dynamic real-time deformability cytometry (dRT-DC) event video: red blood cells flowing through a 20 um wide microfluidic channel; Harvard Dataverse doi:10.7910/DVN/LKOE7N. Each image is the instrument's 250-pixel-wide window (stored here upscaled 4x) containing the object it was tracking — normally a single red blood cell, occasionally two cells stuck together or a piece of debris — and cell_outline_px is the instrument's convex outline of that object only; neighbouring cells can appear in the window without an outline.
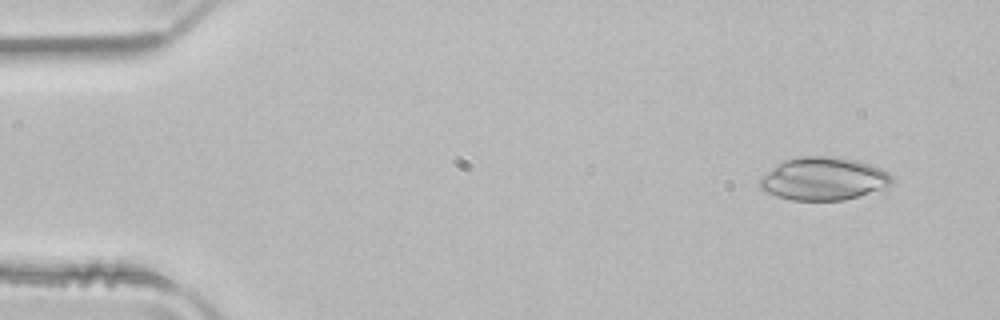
{"species": "common noctule bat (a hibernating species)", "species_latin": "Nyctalus noctula", "temperature_condition": "room temperature", "stored_images_in_passage": 48, "camera_frame_rate_fps": 3000, "um_per_image_px": 0.085, "animal": {"sex": "male", "body_mass_g": 21.5, "forearm_length_mm": 52.0}, "frame": {"image": 1, "passage_image": 1, "time_ms": 0.0, "image_size_px": [1000, 320], "cell_outline_px": [[892, 184], [844, 200], [792, 200], [776, 196], [760, 188], [760, 180], [776, 164], [784, 160], [800, 156], [828, 156], [856, 160], [880, 168], [888, 172], [892, 176]], "centroid_in_image_um": [69.98, 15.18], "position_along_channel_um": 15.0, "area_um2": 32.48}}
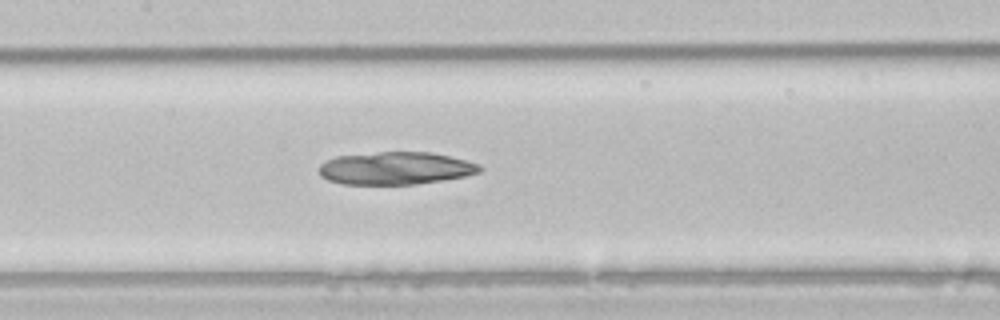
{"frame": {"image": 2, "passage_image": 21, "time_ms": 6.667, "image_size_px": [1000, 320], "cell_outline_px": [[484, 168], [480, 172], [464, 176], [416, 184], [340, 184], [328, 180], [320, 176], [320, 164], [324, 160], [336, 156], [380, 152], [432, 152], [480, 164]], "centroid_in_image_um": [33.6, 14.3], "position_along_channel_um": 173.8, "area_um2": 30.52}}
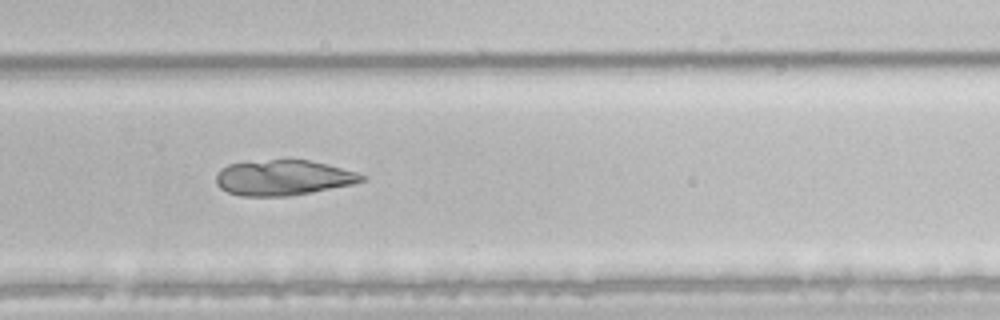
{"frame": {"image": 3, "passage_image": 31, "time_ms": 10.0, "image_size_px": [1000, 320], "cell_outline_px": [[368, 176], [364, 180], [352, 184], [312, 192], [288, 196], [240, 196], [228, 192], [220, 188], [216, 184], [216, 176], [220, 168], [228, 164], [268, 160], [308, 160], [328, 164], [356, 172]], "centroid_in_image_um": [24.06, 15.11], "position_along_channel_um": 305.7, "area_um2": 29.94}}